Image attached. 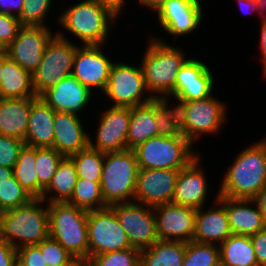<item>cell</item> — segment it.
<instances>
[{"label": "cell", "instance_id": "603a6c76", "mask_svg": "<svg viewBox=\"0 0 266 266\" xmlns=\"http://www.w3.org/2000/svg\"><path fill=\"white\" fill-rule=\"evenodd\" d=\"M78 115L55 111L53 146L57 152L69 157L89 146V134L85 132Z\"/></svg>", "mask_w": 266, "mask_h": 266}, {"label": "cell", "instance_id": "d590c367", "mask_svg": "<svg viewBox=\"0 0 266 266\" xmlns=\"http://www.w3.org/2000/svg\"><path fill=\"white\" fill-rule=\"evenodd\" d=\"M182 266H220L219 245L197 241L186 242Z\"/></svg>", "mask_w": 266, "mask_h": 266}, {"label": "cell", "instance_id": "ab89813d", "mask_svg": "<svg viewBox=\"0 0 266 266\" xmlns=\"http://www.w3.org/2000/svg\"><path fill=\"white\" fill-rule=\"evenodd\" d=\"M52 0H25L21 15V26H45Z\"/></svg>", "mask_w": 266, "mask_h": 266}, {"label": "cell", "instance_id": "d6986e66", "mask_svg": "<svg viewBox=\"0 0 266 266\" xmlns=\"http://www.w3.org/2000/svg\"><path fill=\"white\" fill-rule=\"evenodd\" d=\"M158 23L173 36L195 31L203 19L200 0H168L158 11Z\"/></svg>", "mask_w": 266, "mask_h": 266}, {"label": "cell", "instance_id": "4dcf8cb0", "mask_svg": "<svg viewBox=\"0 0 266 266\" xmlns=\"http://www.w3.org/2000/svg\"><path fill=\"white\" fill-rule=\"evenodd\" d=\"M219 248L220 266H259L250 236L231 234Z\"/></svg>", "mask_w": 266, "mask_h": 266}, {"label": "cell", "instance_id": "7c38bea8", "mask_svg": "<svg viewBox=\"0 0 266 266\" xmlns=\"http://www.w3.org/2000/svg\"><path fill=\"white\" fill-rule=\"evenodd\" d=\"M110 207L114 210L132 247L142 250L158 241L153 207L135 201L117 203Z\"/></svg>", "mask_w": 266, "mask_h": 266}, {"label": "cell", "instance_id": "ee69618b", "mask_svg": "<svg viewBox=\"0 0 266 266\" xmlns=\"http://www.w3.org/2000/svg\"><path fill=\"white\" fill-rule=\"evenodd\" d=\"M21 23L18 17L0 13V41L8 46L18 34Z\"/></svg>", "mask_w": 266, "mask_h": 266}, {"label": "cell", "instance_id": "bcb514c9", "mask_svg": "<svg viewBox=\"0 0 266 266\" xmlns=\"http://www.w3.org/2000/svg\"><path fill=\"white\" fill-rule=\"evenodd\" d=\"M17 264L16 248L0 239V266H15Z\"/></svg>", "mask_w": 266, "mask_h": 266}, {"label": "cell", "instance_id": "f546056e", "mask_svg": "<svg viewBox=\"0 0 266 266\" xmlns=\"http://www.w3.org/2000/svg\"><path fill=\"white\" fill-rule=\"evenodd\" d=\"M78 175L75 164L70 157H64L49 184L44 188L41 199L54 202H67L73 193ZM56 195H52L54 193ZM51 194V195H50ZM50 195L49 199L47 198Z\"/></svg>", "mask_w": 266, "mask_h": 266}, {"label": "cell", "instance_id": "ffe728a7", "mask_svg": "<svg viewBox=\"0 0 266 266\" xmlns=\"http://www.w3.org/2000/svg\"><path fill=\"white\" fill-rule=\"evenodd\" d=\"M91 93L85 85L70 74L39 97L55 111L78 115L89 104Z\"/></svg>", "mask_w": 266, "mask_h": 266}, {"label": "cell", "instance_id": "816d5d0a", "mask_svg": "<svg viewBox=\"0 0 266 266\" xmlns=\"http://www.w3.org/2000/svg\"><path fill=\"white\" fill-rule=\"evenodd\" d=\"M167 1L168 0H139V3L157 12Z\"/></svg>", "mask_w": 266, "mask_h": 266}, {"label": "cell", "instance_id": "681fc988", "mask_svg": "<svg viewBox=\"0 0 266 266\" xmlns=\"http://www.w3.org/2000/svg\"><path fill=\"white\" fill-rule=\"evenodd\" d=\"M237 1H238V4H240V7H241L242 11H246L247 12V10H249V11L251 10V12L252 11H254V12L257 11L258 13L261 14L260 5H259V1L258 0H237Z\"/></svg>", "mask_w": 266, "mask_h": 266}, {"label": "cell", "instance_id": "db71d44e", "mask_svg": "<svg viewBox=\"0 0 266 266\" xmlns=\"http://www.w3.org/2000/svg\"><path fill=\"white\" fill-rule=\"evenodd\" d=\"M89 262L82 258H75L73 261H71L66 266H86Z\"/></svg>", "mask_w": 266, "mask_h": 266}, {"label": "cell", "instance_id": "7402d4cb", "mask_svg": "<svg viewBox=\"0 0 266 266\" xmlns=\"http://www.w3.org/2000/svg\"><path fill=\"white\" fill-rule=\"evenodd\" d=\"M217 199L226 208L232 234L251 236L266 228L264 214L255 199H233L225 196H218Z\"/></svg>", "mask_w": 266, "mask_h": 266}, {"label": "cell", "instance_id": "9f6ffc18", "mask_svg": "<svg viewBox=\"0 0 266 266\" xmlns=\"http://www.w3.org/2000/svg\"><path fill=\"white\" fill-rule=\"evenodd\" d=\"M7 55V46L0 41V56Z\"/></svg>", "mask_w": 266, "mask_h": 266}, {"label": "cell", "instance_id": "ac0fdd59", "mask_svg": "<svg viewBox=\"0 0 266 266\" xmlns=\"http://www.w3.org/2000/svg\"><path fill=\"white\" fill-rule=\"evenodd\" d=\"M214 77L210 68L197 59H188L177 72L174 99L194 101L212 95Z\"/></svg>", "mask_w": 266, "mask_h": 266}, {"label": "cell", "instance_id": "836d02e7", "mask_svg": "<svg viewBox=\"0 0 266 266\" xmlns=\"http://www.w3.org/2000/svg\"><path fill=\"white\" fill-rule=\"evenodd\" d=\"M69 204L86 211H93L108 207L101 193L100 182H94L84 178H78Z\"/></svg>", "mask_w": 266, "mask_h": 266}, {"label": "cell", "instance_id": "f907efd6", "mask_svg": "<svg viewBox=\"0 0 266 266\" xmlns=\"http://www.w3.org/2000/svg\"><path fill=\"white\" fill-rule=\"evenodd\" d=\"M100 2L101 4H104L111 8L117 15H120V11L122 10V7L125 4V0H96Z\"/></svg>", "mask_w": 266, "mask_h": 266}, {"label": "cell", "instance_id": "f35d334b", "mask_svg": "<svg viewBox=\"0 0 266 266\" xmlns=\"http://www.w3.org/2000/svg\"><path fill=\"white\" fill-rule=\"evenodd\" d=\"M140 252V249L131 247L99 254L91 258L88 262L92 266H139Z\"/></svg>", "mask_w": 266, "mask_h": 266}, {"label": "cell", "instance_id": "8fae6325", "mask_svg": "<svg viewBox=\"0 0 266 266\" xmlns=\"http://www.w3.org/2000/svg\"><path fill=\"white\" fill-rule=\"evenodd\" d=\"M148 90L141 66L114 62L108 77L104 94L112 100V107H135L152 101L154 98L149 94L143 96ZM144 97V98H143Z\"/></svg>", "mask_w": 266, "mask_h": 266}, {"label": "cell", "instance_id": "277c9868", "mask_svg": "<svg viewBox=\"0 0 266 266\" xmlns=\"http://www.w3.org/2000/svg\"><path fill=\"white\" fill-rule=\"evenodd\" d=\"M117 17L111 8L96 0H82L62 12L58 21L83 45H104L110 30L109 23L115 22Z\"/></svg>", "mask_w": 266, "mask_h": 266}, {"label": "cell", "instance_id": "8992f818", "mask_svg": "<svg viewBox=\"0 0 266 266\" xmlns=\"http://www.w3.org/2000/svg\"><path fill=\"white\" fill-rule=\"evenodd\" d=\"M138 171L134 150L105 153L100 185L107 206L134 201Z\"/></svg>", "mask_w": 266, "mask_h": 266}, {"label": "cell", "instance_id": "c3c4849f", "mask_svg": "<svg viewBox=\"0 0 266 266\" xmlns=\"http://www.w3.org/2000/svg\"><path fill=\"white\" fill-rule=\"evenodd\" d=\"M260 51L263 59L264 75L266 76V18L261 19Z\"/></svg>", "mask_w": 266, "mask_h": 266}, {"label": "cell", "instance_id": "7dc6e473", "mask_svg": "<svg viewBox=\"0 0 266 266\" xmlns=\"http://www.w3.org/2000/svg\"><path fill=\"white\" fill-rule=\"evenodd\" d=\"M25 0H0V13L16 17L21 15ZM13 11H16L15 14Z\"/></svg>", "mask_w": 266, "mask_h": 266}, {"label": "cell", "instance_id": "5b68a950", "mask_svg": "<svg viewBox=\"0 0 266 266\" xmlns=\"http://www.w3.org/2000/svg\"><path fill=\"white\" fill-rule=\"evenodd\" d=\"M47 204L49 236L58 241L75 258L88 261V211L68 202Z\"/></svg>", "mask_w": 266, "mask_h": 266}, {"label": "cell", "instance_id": "d4e9b609", "mask_svg": "<svg viewBox=\"0 0 266 266\" xmlns=\"http://www.w3.org/2000/svg\"><path fill=\"white\" fill-rule=\"evenodd\" d=\"M55 110L39 96L32 97L25 144L36 148H52Z\"/></svg>", "mask_w": 266, "mask_h": 266}, {"label": "cell", "instance_id": "9c48e42d", "mask_svg": "<svg viewBox=\"0 0 266 266\" xmlns=\"http://www.w3.org/2000/svg\"><path fill=\"white\" fill-rule=\"evenodd\" d=\"M180 126L192 144L202 134L218 133L226 121L225 104L213 95L194 101H178Z\"/></svg>", "mask_w": 266, "mask_h": 266}, {"label": "cell", "instance_id": "8d00e7d4", "mask_svg": "<svg viewBox=\"0 0 266 266\" xmlns=\"http://www.w3.org/2000/svg\"><path fill=\"white\" fill-rule=\"evenodd\" d=\"M168 99H156V123L158 136L180 137L182 136L180 126L179 107L168 108Z\"/></svg>", "mask_w": 266, "mask_h": 266}, {"label": "cell", "instance_id": "74e56055", "mask_svg": "<svg viewBox=\"0 0 266 266\" xmlns=\"http://www.w3.org/2000/svg\"><path fill=\"white\" fill-rule=\"evenodd\" d=\"M54 148H36L35 171L38 182L45 188L54 176L57 168L64 158Z\"/></svg>", "mask_w": 266, "mask_h": 266}, {"label": "cell", "instance_id": "e0dca14e", "mask_svg": "<svg viewBox=\"0 0 266 266\" xmlns=\"http://www.w3.org/2000/svg\"><path fill=\"white\" fill-rule=\"evenodd\" d=\"M153 208L158 240L193 241L196 209L174 203Z\"/></svg>", "mask_w": 266, "mask_h": 266}, {"label": "cell", "instance_id": "cb8c5ba5", "mask_svg": "<svg viewBox=\"0 0 266 266\" xmlns=\"http://www.w3.org/2000/svg\"><path fill=\"white\" fill-rule=\"evenodd\" d=\"M217 198L218 194L215 203L219 208L205 212L203 207L196 209L193 241L220 245L232 234L226 208Z\"/></svg>", "mask_w": 266, "mask_h": 266}, {"label": "cell", "instance_id": "6da1fadb", "mask_svg": "<svg viewBox=\"0 0 266 266\" xmlns=\"http://www.w3.org/2000/svg\"><path fill=\"white\" fill-rule=\"evenodd\" d=\"M149 41L141 62L145 86L154 99H169L167 96L174 95L177 72L188 58L181 48L170 46L163 39Z\"/></svg>", "mask_w": 266, "mask_h": 266}, {"label": "cell", "instance_id": "484cf974", "mask_svg": "<svg viewBox=\"0 0 266 266\" xmlns=\"http://www.w3.org/2000/svg\"><path fill=\"white\" fill-rule=\"evenodd\" d=\"M32 97L0 98V134L25 140Z\"/></svg>", "mask_w": 266, "mask_h": 266}, {"label": "cell", "instance_id": "60d3db41", "mask_svg": "<svg viewBox=\"0 0 266 266\" xmlns=\"http://www.w3.org/2000/svg\"><path fill=\"white\" fill-rule=\"evenodd\" d=\"M37 246L48 266H66L75 257L70 254L58 241L48 236Z\"/></svg>", "mask_w": 266, "mask_h": 266}, {"label": "cell", "instance_id": "9a60e30c", "mask_svg": "<svg viewBox=\"0 0 266 266\" xmlns=\"http://www.w3.org/2000/svg\"><path fill=\"white\" fill-rule=\"evenodd\" d=\"M180 170L139 169L134 201L150 207L171 203Z\"/></svg>", "mask_w": 266, "mask_h": 266}, {"label": "cell", "instance_id": "d6a6232c", "mask_svg": "<svg viewBox=\"0 0 266 266\" xmlns=\"http://www.w3.org/2000/svg\"><path fill=\"white\" fill-rule=\"evenodd\" d=\"M34 199L15 179L13 168L0 166V213Z\"/></svg>", "mask_w": 266, "mask_h": 266}, {"label": "cell", "instance_id": "b9f144b4", "mask_svg": "<svg viewBox=\"0 0 266 266\" xmlns=\"http://www.w3.org/2000/svg\"><path fill=\"white\" fill-rule=\"evenodd\" d=\"M25 145L19 138L0 134V166L13 168Z\"/></svg>", "mask_w": 266, "mask_h": 266}, {"label": "cell", "instance_id": "4316f807", "mask_svg": "<svg viewBox=\"0 0 266 266\" xmlns=\"http://www.w3.org/2000/svg\"><path fill=\"white\" fill-rule=\"evenodd\" d=\"M158 136L156 99L131 107L130 124L126 139L127 149L133 150L149 138Z\"/></svg>", "mask_w": 266, "mask_h": 266}, {"label": "cell", "instance_id": "4fadbf2b", "mask_svg": "<svg viewBox=\"0 0 266 266\" xmlns=\"http://www.w3.org/2000/svg\"><path fill=\"white\" fill-rule=\"evenodd\" d=\"M53 36L47 26H21L17 37L7 46V56L33 74Z\"/></svg>", "mask_w": 266, "mask_h": 266}, {"label": "cell", "instance_id": "11a10c76", "mask_svg": "<svg viewBox=\"0 0 266 266\" xmlns=\"http://www.w3.org/2000/svg\"><path fill=\"white\" fill-rule=\"evenodd\" d=\"M259 5H260V10H261V16L262 18H266V0H258Z\"/></svg>", "mask_w": 266, "mask_h": 266}, {"label": "cell", "instance_id": "7bdbcfd3", "mask_svg": "<svg viewBox=\"0 0 266 266\" xmlns=\"http://www.w3.org/2000/svg\"><path fill=\"white\" fill-rule=\"evenodd\" d=\"M17 264L20 266H48L37 245L16 248Z\"/></svg>", "mask_w": 266, "mask_h": 266}, {"label": "cell", "instance_id": "30bf717a", "mask_svg": "<svg viewBox=\"0 0 266 266\" xmlns=\"http://www.w3.org/2000/svg\"><path fill=\"white\" fill-rule=\"evenodd\" d=\"M88 261L102 253L131 248L125 230L121 227L114 210L108 206L88 211Z\"/></svg>", "mask_w": 266, "mask_h": 266}, {"label": "cell", "instance_id": "5bb4252c", "mask_svg": "<svg viewBox=\"0 0 266 266\" xmlns=\"http://www.w3.org/2000/svg\"><path fill=\"white\" fill-rule=\"evenodd\" d=\"M105 45H83L76 50L72 75L91 92L97 88L104 92L114 62L102 52Z\"/></svg>", "mask_w": 266, "mask_h": 266}, {"label": "cell", "instance_id": "f1b7e54d", "mask_svg": "<svg viewBox=\"0 0 266 266\" xmlns=\"http://www.w3.org/2000/svg\"><path fill=\"white\" fill-rule=\"evenodd\" d=\"M186 242L158 240L140 252L139 266H182Z\"/></svg>", "mask_w": 266, "mask_h": 266}, {"label": "cell", "instance_id": "f5cc1de1", "mask_svg": "<svg viewBox=\"0 0 266 266\" xmlns=\"http://www.w3.org/2000/svg\"><path fill=\"white\" fill-rule=\"evenodd\" d=\"M255 201L259 205L261 211L264 214L265 220H266V188L262 189L258 196L255 198Z\"/></svg>", "mask_w": 266, "mask_h": 266}, {"label": "cell", "instance_id": "ba28073f", "mask_svg": "<svg viewBox=\"0 0 266 266\" xmlns=\"http://www.w3.org/2000/svg\"><path fill=\"white\" fill-rule=\"evenodd\" d=\"M77 48L78 46L69 41L64 33L55 32V35L46 45L38 69L32 74L36 96H40L67 75L72 74Z\"/></svg>", "mask_w": 266, "mask_h": 266}, {"label": "cell", "instance_id": "f6af8a7d", "mask_svg": "<svg viewBox=\"0 0 266 266\" xmlns=\"http://www.w3.org/2000/svg\"><path fill=\"white\" fill-rule=\"evenodd\" d=\"M259 266H266V228L250 236Z\"/></svg>", "mask_w": 266, "mask_h": 266}, {"label": "cell", "instance_id": "52a82bcc", "mask_svg": "<svg viewBox=\"0 0 266 266\" xmlns=\"http://www.w3.org/2000/svg\"><path fill=\"white\" fill-rule=\"evenodd\" d=\"M192 143L184 136H156L134 148L139 169L185 168L198 155L192 152Z\"/></svg>", "mask_w": 266, "mask_h": 266}, {"label": "cell", "instance_id": "44dd1931", "mask_svg": "<svg viewBox=\"0 0 266 266\" xmlns=\"http://www.w3.org/2000/svg\"><path fill=\"white\" fill-rule=\"evenodd\" d=\"M199 165L200 155L180 170L171 203L194 209L204 206L208 186L204 171Z\"/></svg>", "mask_w": 266, "mask_h": 266}, {"label": "cell", "instance_id": "2e32d148", "mask_svg": "<svg viewBox=\"0 0 266 266\" xmlns=\"http://www.w3.org/2000/svg\"><path fill=\"white\" fill-rule=\"evenodd\" d=\"M130 107H110L100 114L95 144L89 136V147L102 153L127 150Z\"/></svg>", "mask_w": 266, "mask_h": 266}, {"label": "cell", "instance_id": "680465c9", "mask_svg": "<svg viewBox=\"0 0 266 266\" xmlns=\"http://www.w3.org/2000/svg\"><path fill=\"white\" fill-rule=\"evenodd\" d=\"M259 143L264 147V149L266 151V138L261 139V141H259Z\"/></svg>", "mask_w": 266, "mask_h": 266}, {"label": "cell", "instance_id": "7a4b0ae2", "mask_svg": "<svg viewBox=\"0 0 266 266\" xmlns=\"http://www.w3.org/2000/svg\"><path fill=\"white\" fill-rule=\"evenodd\" d=\"M218 196L255 199L266 188V151L256 142L244 149L229 167Z\"/></svg>", "mask_w": 266, "mask_h": 266}, {"label": "cell", "instance_id": "3957f363", "mask_svg": "<svg viewBox=\"0 0 266 266\" xmlns=\"http://www.w3.org/2000/svg\"><path fill=\"white\" fill-rule=\"evenodd\" d=\"M44 202L34 198L25 205L0 213V239L15 248L37 245L46 239L49 236L48 205L44 208L41 205Z\"/></svg>", "mask_w": 266, "mask_h": 266}, {"label": "cell", "instance_id": "83f0119b", "mask_svg": "<svg viewBox=\"0 0 266 266\" xmlns=\"http://www.w3.org/2000/svg\"><path fill=\"white\" fill-rule=\"evenodd\" d=\"M0 98L36 97L32 74L7 57L2 64Z\"/></svg>", "mask_w": 266, "mask_h": 266}, {"label": "cell", "instance_id": "6f0895ef", "mask_svg": "<svg viewBox=\"0 0 266 266\" xmlns=\"http://www.w3.org/2000/svg\"><path fill=\"white\" fill-rule=\"evenodd\" d=\"M8 56L7 55H4V56H0V83H1V75H2V64H3V61L7 58Z\"/></svg>", "mask_w": 266, "mask_h": 266}, {"label": "cell", "instance_id": "e575fe53", "mask_svg": "<svg viewBox=\"0 0 266 266\" xmlns=\"http://www.w3.org/2000/svg\"><path fill=\"white\" fill-rule=\"evenodd\" d=\"M75 164L78 178L100 182L104 165L105 153L87 147L69 156Z\"/></svg>", "mask_w": 266, "mask_h": 266}, {"label": "cell", "instance_id": "1f68e13d", "mask_svg": "<svg viewBox=\"0 0 266 266\" xmlns=\"http://www.w3.org/2000/svg\"><path fill=\"white\" fill-rule=\"evenodd\" d=\"M36 147L25 145L20 151L13 167V174L18 183L33 197L41 198L44 187L38 182L35 171Z\"/></svg>", "mask_w": 266, "mask_h": 266}]
</instances>
